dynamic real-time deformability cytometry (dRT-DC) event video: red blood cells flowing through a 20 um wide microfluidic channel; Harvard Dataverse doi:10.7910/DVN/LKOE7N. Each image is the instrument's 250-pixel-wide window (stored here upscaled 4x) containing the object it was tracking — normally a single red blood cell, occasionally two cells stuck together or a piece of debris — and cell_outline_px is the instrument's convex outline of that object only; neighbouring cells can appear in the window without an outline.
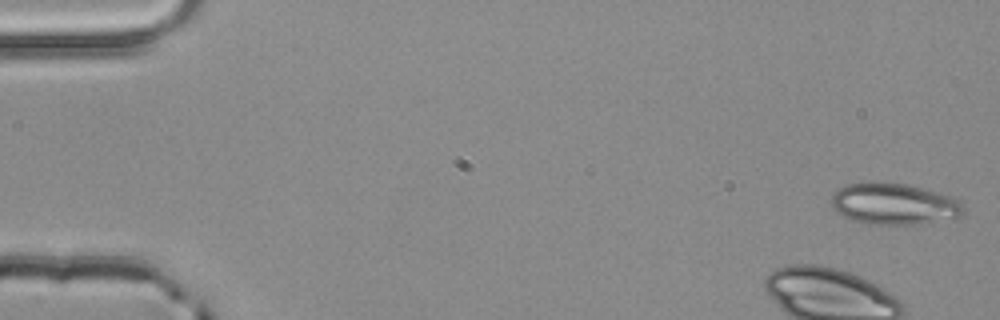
{"species": "common noctule bat (a hibernating species)", "species_latin": "Nyctalus noctula", "temperature_condition": "room temperature", "stored_images_in_passage": 4, "camera_frame_rate_fps": 3000, "um_per_image_px": 0.085, "animal": {"sex": "male", "body_mass_g": 20.4}, "frame": {"image": 1, "passage_image": 1, "time_ms": 0.0, "image_size_px": [1000, 320], "cell_outline_px": [[964, 212], [960, 216], [916, 224], [868, 224], [852, 220], [836, 212], [832, 208], [832, 196], [844, 184], [872, 180], [876, 180], [904, 184], [952, 196], [960, 200], [964, 204]], "centroid_in_image_um": [75.95, 17.31], "position_along_channel_um": 9.0, "area_um2": 32.02}}